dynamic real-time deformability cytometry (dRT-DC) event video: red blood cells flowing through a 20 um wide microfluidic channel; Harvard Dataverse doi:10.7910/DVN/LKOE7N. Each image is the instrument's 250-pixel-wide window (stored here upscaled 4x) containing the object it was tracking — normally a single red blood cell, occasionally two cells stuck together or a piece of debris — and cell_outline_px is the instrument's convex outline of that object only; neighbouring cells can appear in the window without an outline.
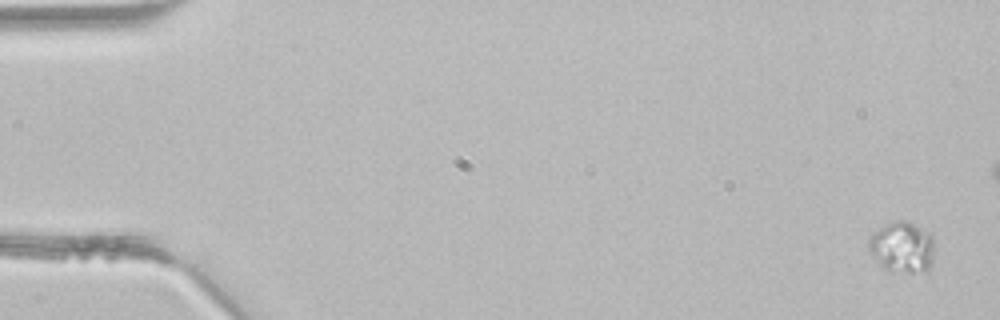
{"species": "common noctule bat (a hibernating species)", "species_latin": "Nyctalus noctula", "temperature_condition": "room temperature", "stored_images_in_passage": 4, "camera_frame_rate_fps": 3000, "um_per_image_px": 0.085, "animal": {"sex": "male", "body_mass_g": 21.5, "forearm_length_mm": 52.0}, "frame": {"image": 1, "passage_image": 1, "time_ms": 0.0, "image_size_px": [1000, 320], "cell_outline_px": [[932, 264], [928, 272], [908, 272], [884, 268], [872, 256], [868, 248], [868, 236], [872, 232], [884, 224], [896, 220], [904, 220], [928, 232], [932, 236]], "centroid_in_image_um": [76.65, 21.0], "position_along_channel_um": 8.4, "area_um2": 19.42}}